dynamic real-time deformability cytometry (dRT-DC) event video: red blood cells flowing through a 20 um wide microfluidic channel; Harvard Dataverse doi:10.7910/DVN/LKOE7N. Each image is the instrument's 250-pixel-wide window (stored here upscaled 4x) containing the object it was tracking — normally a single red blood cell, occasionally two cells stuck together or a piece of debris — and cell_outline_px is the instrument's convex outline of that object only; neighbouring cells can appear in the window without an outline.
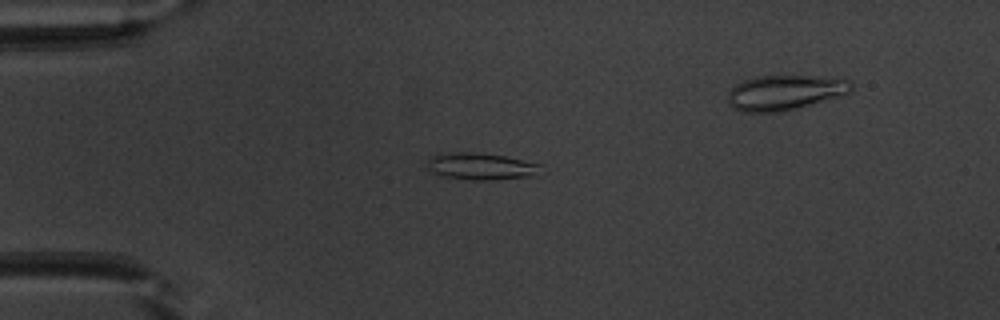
{"species": "common noctule bat (a hibernating species)", "species_latin": "Nyctalus noctula", "temperature_condition": "warm", "stored_images_in_passage": 47, "camera_frame_rate_fps": 3000, "um_per_image_px": 0.085, "animal": {"sex": "male", "body_mass_g": 20.1, "forearm_length_mm": 53.5}, "frame": {"image": 1, "passage_image": 8, "time_ms": 2.333, "image_size_px": [1000, 320], "cell_outline_px": [[544, 164], [536, 176], [488, 180], [472, 180], [444, 176], [432, 172], [428, 168], [428, 160], [432, 156], [452, 152], [476, 152], [504, 156]], "centroid_in_image_um": [40.95, 14.14], "position_along_channel_um": 44.1, "area_um2": 17.8}}
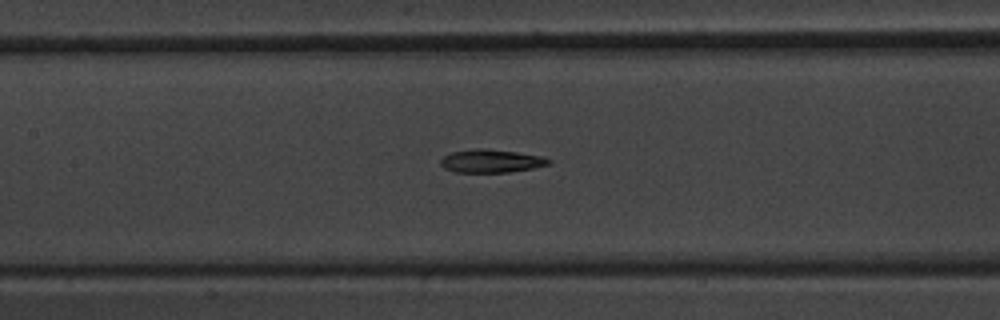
{"frame": {"image": 2, "passage_image": 19, "time_ms": 6.0, "image_size_px": [1000, 320], "cell_outline_px": [[552, 160], [548, 164], [532, 168], [508, 172], [456, 172], [444, 168], [440, 164], [440, 160], [444, 156], [452, 152], [480, 148], [484, 148], [516, 152], [540, 156]], "centroid_in_image_um": [41.72, 13.69], "position_along_channel_um": 165.7, "area_um2": 14.33}}
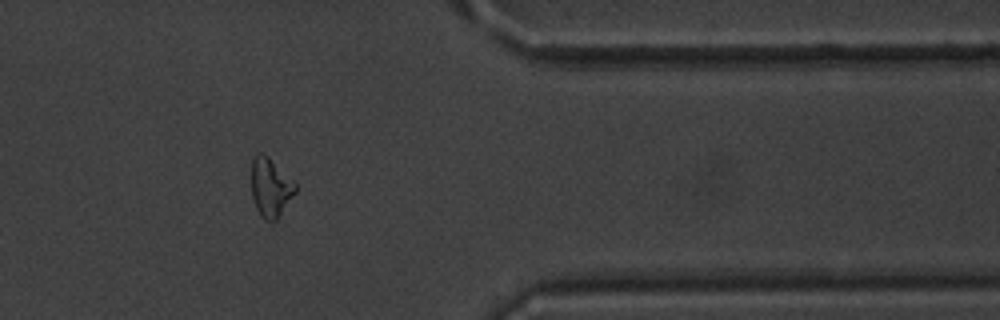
{"frame": {"image": 3, "passage_image": 37, "time_ms": 12.0, "image_size_px": [1000, 320], "cell_outline_px": [[296, 192], [280, 216], [276, 220], [264, 220], [260, 216], [252, 200], [252, 160], [256, 152], [260, 152], [268, 156], [296, 184]], "centroid_in_image_um": [22.98, 15.94], "position_along_channel_um": 388.4, "area_um2": 15.09}, "authors_computed_cell_mechanics": {"area_um2": 15.317, "velocity_mm_per_s": 3.9661, "shape_relaxation_time_tau1_ms": null, "shape_relaxation_time_tau2_ms": 7.2853, "deformation_change_tau1": null, "deformation_change_tau2": 0.1611}}